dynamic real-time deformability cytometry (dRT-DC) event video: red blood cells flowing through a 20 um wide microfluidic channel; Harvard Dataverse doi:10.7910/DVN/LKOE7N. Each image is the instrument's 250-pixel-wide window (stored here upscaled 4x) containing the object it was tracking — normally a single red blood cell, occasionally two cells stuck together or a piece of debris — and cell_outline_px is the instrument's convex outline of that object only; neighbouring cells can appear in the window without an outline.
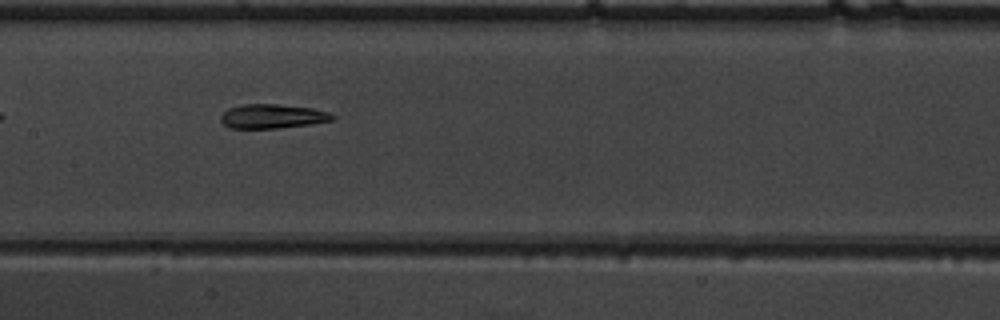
{"species": "common noctule bat (a hibernating species)", "species_latin": "Nyctalus noctula", "temperature_condition": "warm", "stored_images_in_passage": 37, "camera_frame_rate_fps": 3000, "um_per_image_px": 0.085, "animal": {"sex": "male", "body_mass_g": 19.5, "forearm_length_mm": 54.6}, "frame": {"image": 1, "passage_image": 11, "time_ms": 3.333, "image_size_px": [1000, 320], "cell_outline_px": [[336, 116], [332, 120], [312, 124], [276, 128], [228, 128], [220, 120], [220, 116], [228, 108], [244, 104], [276, 104], [312, 108], [328, 112]], "centroid_in_image_um": [23.14, 9.88], "position_along_channel_um": 184.3, "area_um2": 15.72}}
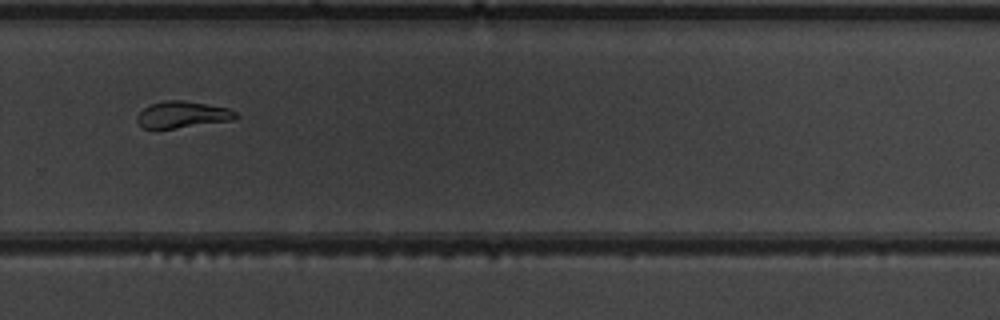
{"frame": {"image": 2, "passage_image": 21, "time_ms": 6.667, "image_size_px": [1000, 320], "cell_outline_px": [[240, 116], [236, 120], [176, 128], [144, 128], [136, 120], [136, 116], [144, 108], [152, 104], [164, 100], [180, 100], [228, 108], [236, 112]], "centroid_in_image_um": [15.55, 9.75], "position_along_channel_um": 314.3, "area_um2": 15.2}}
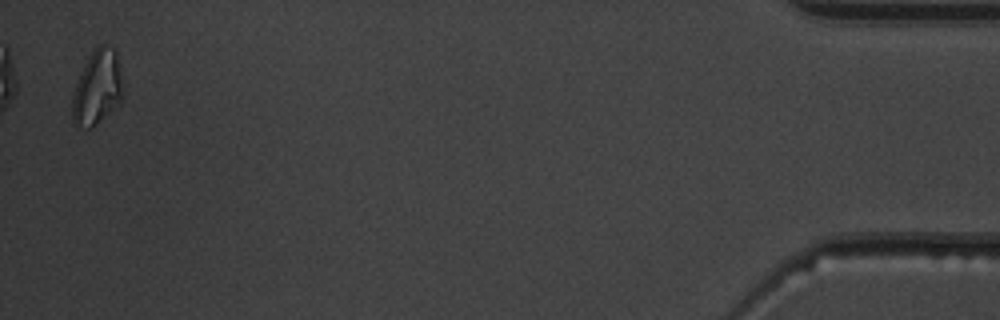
{"frame": {"image": 3, "passage_image": 36, "time_ms": 11.667, "image_size_px": [1000, 320], "cell_outline_px": [[124, 96], [120, 104], [92, 128], [76, 128], [72, 124], [72, 96], [76, 84], [84, 64], [88, 56], [100, 44], [104, 44], [112, 48], [116, 52], [124, 92]], "centroid_in_image_um": [8.26, 7.51], "position_along_channel_um": 426.9, "area_um2": 22.31}, "authors_computed_cell_mechanics": {"area_um2": 15.8372, "velocity_mm_per_s": 3.9201, "shape_relaxation_time_tau1_ms": null, "shape_relaxation_time_tau2_ms": 2.6608, "deformation_change_tau1": null, "deformation_change_tau2": 0.1159}}